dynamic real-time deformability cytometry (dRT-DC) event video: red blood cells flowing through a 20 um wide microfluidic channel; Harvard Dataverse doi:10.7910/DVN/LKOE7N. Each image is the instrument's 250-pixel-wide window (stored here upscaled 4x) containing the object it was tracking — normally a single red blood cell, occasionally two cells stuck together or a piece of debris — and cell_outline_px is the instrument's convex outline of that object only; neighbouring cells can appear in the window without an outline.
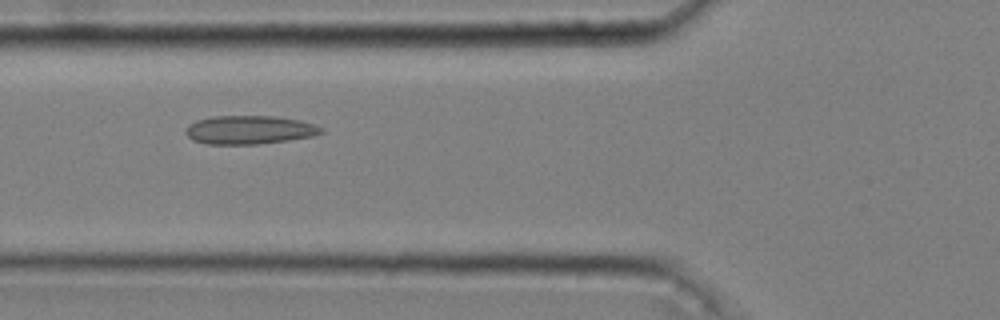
{"species": "common noctule bat (a hibernating species)", "species_latin": "Nyctalus noctula", "temperature_condition": "cold", "stored_images_in_passage": 18, "camera_frame_rate_fps": 3000, "um_per_image_px": 0.085, "animal": {"sex": "male", "body_mass_g": 20.4}, "frame": {"image": 1, "passage_image": 10, "time_ms": 3.0, "image_size_px": [1000, 320], "cell_outline_px": [[324, 132], [312, 136], [288, 140], [260, 144], [204, 144], [192, 140], [184, 132], [188, 124], [196, 120], [212, 116], [276, 116], [300, 120], [316, 124], [324, 128]], "centroid_in_image_um": [21.19, 11.03], "position_along_channel_um": 104.6, "area_um2": 22.83}}
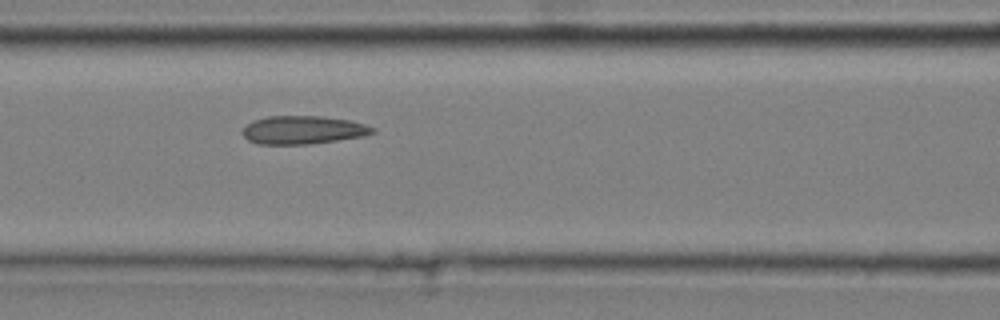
{"frame": {"image": 2, "passage_image": 13, "time_ms": 4.0, "image_size_px": [1000, 320], "cell_outline_px": [[376, 132], [364, 136], [312, 144], [256, 144], [248, 140], [240, 132], [252, 120], [268, 116], [320, 116], [348, 120], [364, 124], [376, 128]], "centroid_in_image_um": [25.75, 11.05], "position_along_channel_um": 140.9, "area_um2": 21.5}}
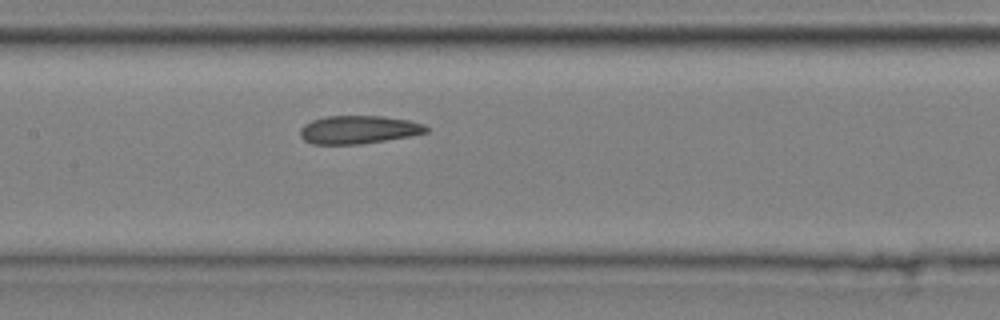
{"frame": {"image": 3, "passage_image": 16, "time_ms": 5.0, "image_size_px": [1000, 320], "cell_outline_px": [[428, 132], [408, 136], [360, 144], [312, 144], [304, 140], [300, 136], [300, 128], [304, 124], [312, 120], [324, 116], [384, 116], [408, 120], [424, 124], [428, 128]], "centroid_in_image_um": [30.44, 11.01], "position_along_channel_um": 177.0, "area_um2": 20.63}}